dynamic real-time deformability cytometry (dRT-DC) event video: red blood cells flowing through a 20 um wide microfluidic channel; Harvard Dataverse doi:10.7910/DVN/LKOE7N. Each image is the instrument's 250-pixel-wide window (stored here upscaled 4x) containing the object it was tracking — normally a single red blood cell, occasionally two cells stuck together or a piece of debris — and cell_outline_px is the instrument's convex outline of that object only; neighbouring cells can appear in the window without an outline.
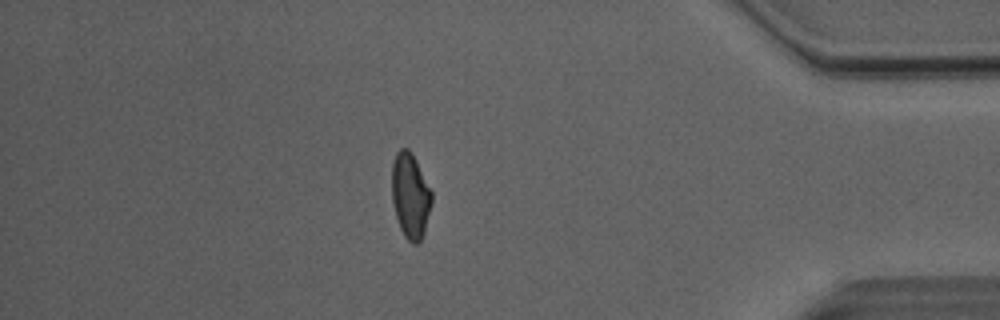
{"species": "Egyptian fruit bat (a non-hibernating species)", "species_latin": "Rousettus aegyptiacus", "temperature_condition": "room temperature", "stored_images_in_passage": 35, "camera_frame_rate_fps": 3000, "um_per_image_px": 0.085, "animal": {"sex": "male"}, "frame": {"image": 1, "passage_image": 35, "time_ms": 11.333, "image_size_px": [1000, 320], "cell_outline_px": [[432, 200], [424, 232], [420, 240], [416, 244], [412, 244], [404, 236], [400, 228], [396, 216], [392, 200], [392, 160], [396, 152], [400, 148], [408, 148], [412, 152], [432, 192]], "centroid_in_image_um": [34.86, 16.6], "position_along_channel_um": 400.3, "area_um2": 19.77}, "authors_computed_cell_mechanics": {"area_um2": 20.1144, "velocity_mm_per_s": 4.113, "shape_relaxation_time_tau1_ms": 6.4107, "shape_relaxation_time_tau2_ms": 1.8878, "deformation_change_tau1": 0.2034, "deformation_change_tau2": 0.0731}}